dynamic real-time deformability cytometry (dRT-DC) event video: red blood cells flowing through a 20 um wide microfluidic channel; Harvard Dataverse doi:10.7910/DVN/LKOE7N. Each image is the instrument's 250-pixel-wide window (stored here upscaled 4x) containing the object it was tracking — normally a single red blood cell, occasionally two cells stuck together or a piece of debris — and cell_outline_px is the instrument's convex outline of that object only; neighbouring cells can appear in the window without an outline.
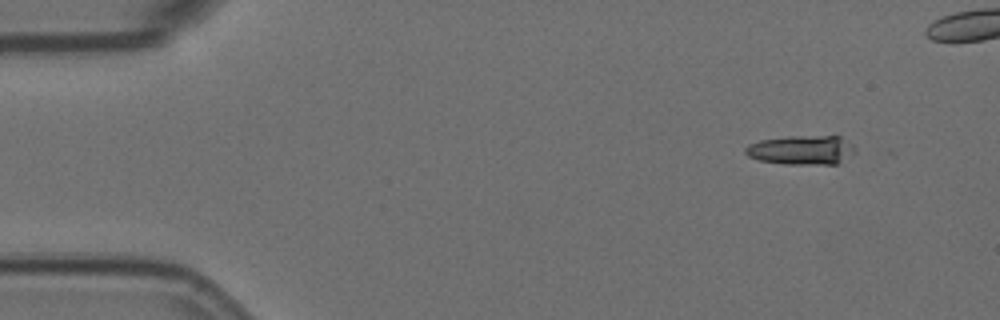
{"species": "Egyptian fruit bat (a non-hibernating species)", "species_latin": "Rousettus aegyptiacus", "temperature_condition": "room temperature", "stored_images_in_passage": 9, "camera_frame_rate_fps": 3000, "um_per_image_px": 0.085, "animal": {"sex": "female"}, "frame": {"image": 1, "passage_image": 2, "time_ms": 0.333, "image_size_px": [1000, 320], "cell_outline_px": [[856, 152], [836, 164], [784, 164], [760, 160], [748, 156], [744, 152], [744, 148], [748, 144], [760, 140], [788, 136], [840, 136], [852, 144], [856, 148]], "centroid_in_image_um": [68.13, 12.74], "position_along_channel_um": 16.9, "area_um2": 18.79}}
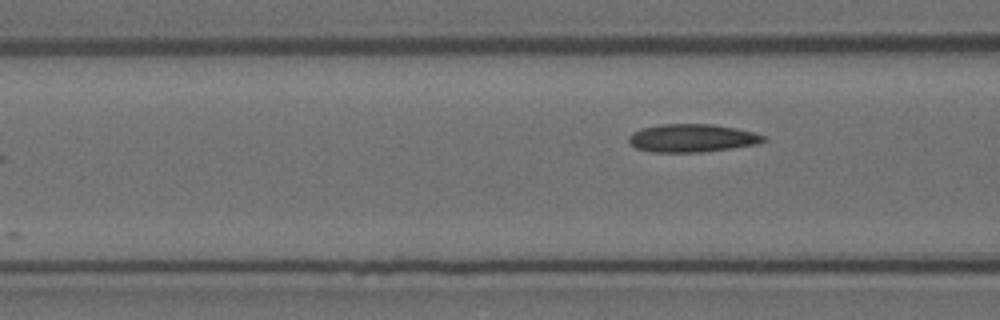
{"frame": {"image": 2, "passage_image": 9, "time_ms": 2.667, "image_size_px": [1000, 320], "cell_outline_px": [[768, 140], [760, 144], [732, 148], [700, 152], [652, 152], [636, 148], [628, 140], [628, 136], [632, 132], [640, 128], [660, 124], [712, 124], [736, 128], [752, 132], [764, 136]], "centroid_in_image_um": [58.82, 11.73], "position_along_channel_um": 107.8, "area_um2": 22.14}}